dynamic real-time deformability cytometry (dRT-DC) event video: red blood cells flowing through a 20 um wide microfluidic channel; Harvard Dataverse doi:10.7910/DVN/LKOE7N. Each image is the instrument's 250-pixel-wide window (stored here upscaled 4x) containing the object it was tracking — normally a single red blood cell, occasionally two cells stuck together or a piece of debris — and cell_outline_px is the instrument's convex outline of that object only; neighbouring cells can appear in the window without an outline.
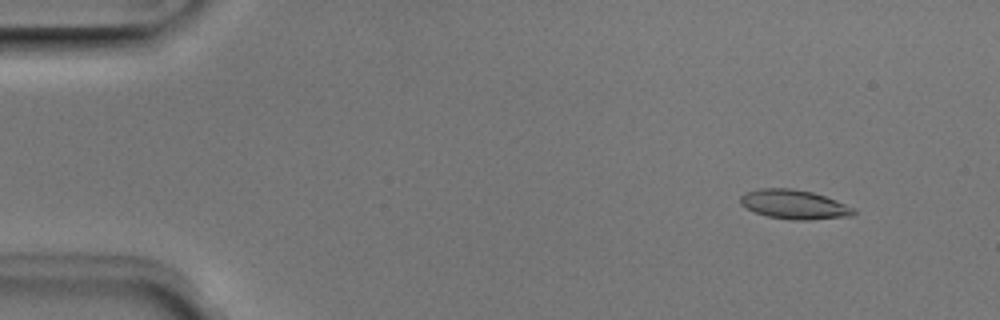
{"species": "Egyptian fruit bat (a non-hibernating species)", "species_latin": "Rousettus aegyptiacus", "temperature_condition": "room temperature", "stored_images_in_passage": 51, "camera_frame_rate_fps": 3000, "um_per_image_px": 0.085, "animal": {"sex": "male"}, "frame": {"image": 1, "passage_image": 5, "time_ms": 1.333, "image_size_px": [1000, 320], "cell_outline_px": [[856, 212], [852, 216], [808, 220], [792, 220], [768, 216], [756, 212], [740, 204], [740, 196], [744, 192], [760, 188], [792, 188], [812, 192], [836, 200], [852, 208]], "centroid_in_image_um": [67.48, 17.37], "position_along_channel_um": 17.5, "area_um2": 19.19}}
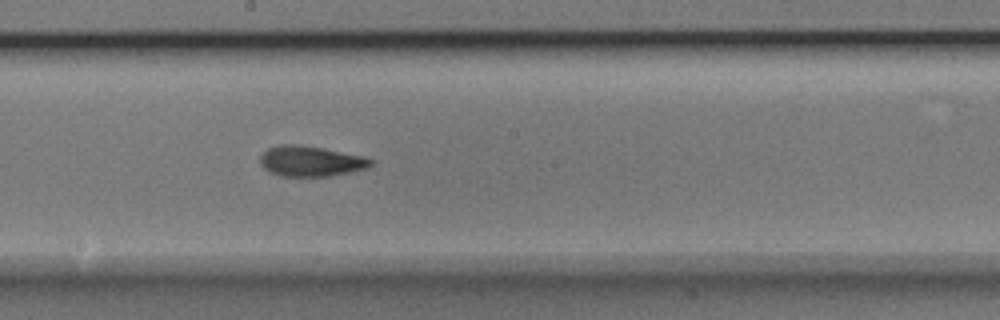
{"frame": {"image": 2, "passage_image": 28, "time_ms": 9.0, "image_size_px": [1000, 320], "cell_outline_px": [[376, 160], [372, 164], [364, 168], [332, 176], [280, 176], [264, 168], [260, 164], [260, 156], [268, 148], [280, 144], [300, 144], [324, 148], [364, 156]], "centroid_in_image_um": [26.41, 13.68], "position_along_channel_um": 221.8, "area_um2": 19.65}}
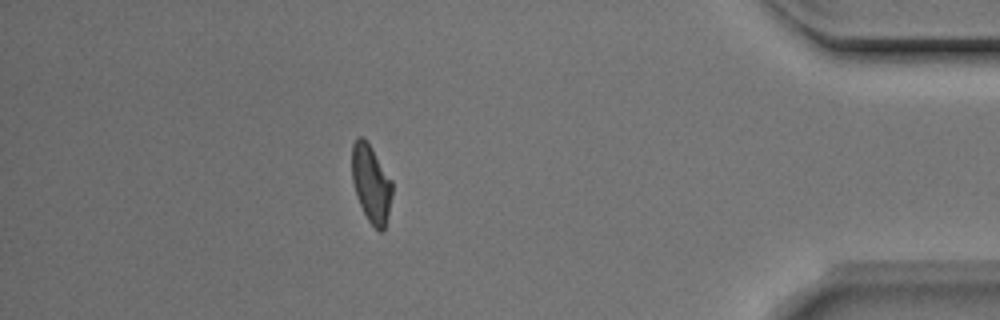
{"frame": {"image": 3, "passage_image": 45, "time_ms": 14.667, "image_size_px": [1000, 320], "cell_outline_px": [[392, 192], [388, 216], [384, 232], [380, 232], [368, 220], [356, 196], [352, 180], [352, 144], [360, 136], [372, 148], [392, 180]], "centroid_in_image_um": [31.55, 15.64], "position_along_channel_um": 403.6, "area_um2": 18.03}, "authors_computed_cell_mechanics": {"area_um2": 18.9006, "velocity_mm_per_s": 3.9799, "shape_relaxation_time_tau1_ms": 4.4245, "shape_relaxation_time_tau2_ms": 2.9193, "deformation_change_tau1": 0.173, "deformation_change_tau2": 0.104}}